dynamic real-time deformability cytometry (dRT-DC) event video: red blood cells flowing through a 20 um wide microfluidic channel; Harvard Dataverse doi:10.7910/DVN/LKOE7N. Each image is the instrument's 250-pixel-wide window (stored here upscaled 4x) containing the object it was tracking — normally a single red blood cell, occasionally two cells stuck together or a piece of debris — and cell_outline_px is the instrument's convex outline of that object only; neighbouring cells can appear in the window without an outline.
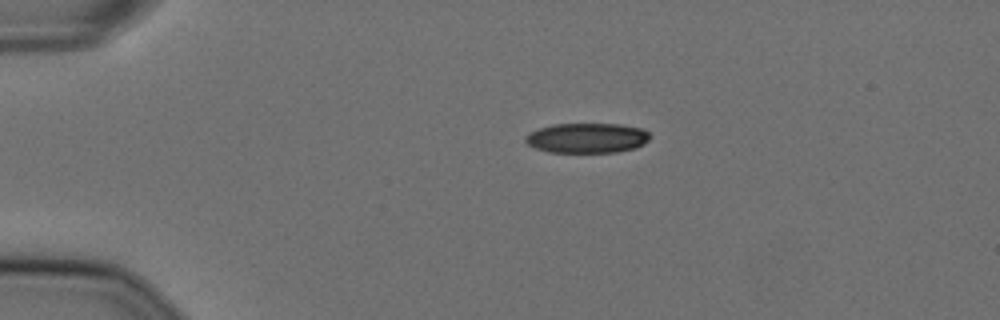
{"species": "Egyptian fruit bat (a non-hibernating species)", "species_latin": "Rousettus aegyptiacus", "temperature_condition": "cold", "stored_images_in_passage": 6, "camera_frame_rate_fps": 3000, "um_per_image_px": 0.085, "animal": {"sex": "female"}, "frame": {"image": 1, "passage_image": 1, "time_ms": 0.0, "image_size_px": [1000, 320], "cell_outline_px": [[648, 140], [644, 144], [636, 148], [616, 152], [548, 152], [536, 148], [528, 144], [524, 140], [524, 136], [540, 128], [552, 124], [620, 124], [644, 128], [648, 132]], "centroid_in_image_um": [49.91, 11.73], "position_along_channel_um": 35.1, "area_um2": 21.73}}